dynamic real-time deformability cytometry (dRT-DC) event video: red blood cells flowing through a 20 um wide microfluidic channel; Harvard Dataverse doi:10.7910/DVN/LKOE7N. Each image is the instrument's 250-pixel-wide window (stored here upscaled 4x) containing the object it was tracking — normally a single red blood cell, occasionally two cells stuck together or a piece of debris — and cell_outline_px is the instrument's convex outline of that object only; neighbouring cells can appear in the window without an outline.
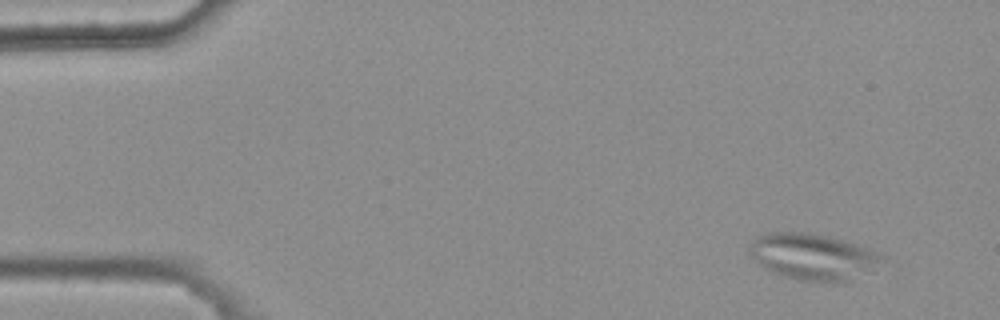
{"species": "common noctule bat (a hibernating species)", "species_latin": "Nyctalus noctula", "temperature_condition": "warm", "stored_images_in_passage": 4, "camera_frame_rate_fps": 3000, "um_per_image_px": 0.085, "animal": {"sex": "female", "body_mass_g": 25.1}, "frame": {"image": 1, "passage_image": 1, "time_ms": 0.0, "image_size_px": [1000, 320], "cell_outline_px": [[888, 260], [840, 284], [836, 284], [804, 280], [772, 272], [764, 268], [752, 256], [752, 240], [756, 236], [764, 232], [808, 232], [828, 236], [868, 248], [884, 256]], "centroid_in_image_um": [69.12, 21.81], "position_along_channel_um": 15.9, "area_um2": 35.37}}